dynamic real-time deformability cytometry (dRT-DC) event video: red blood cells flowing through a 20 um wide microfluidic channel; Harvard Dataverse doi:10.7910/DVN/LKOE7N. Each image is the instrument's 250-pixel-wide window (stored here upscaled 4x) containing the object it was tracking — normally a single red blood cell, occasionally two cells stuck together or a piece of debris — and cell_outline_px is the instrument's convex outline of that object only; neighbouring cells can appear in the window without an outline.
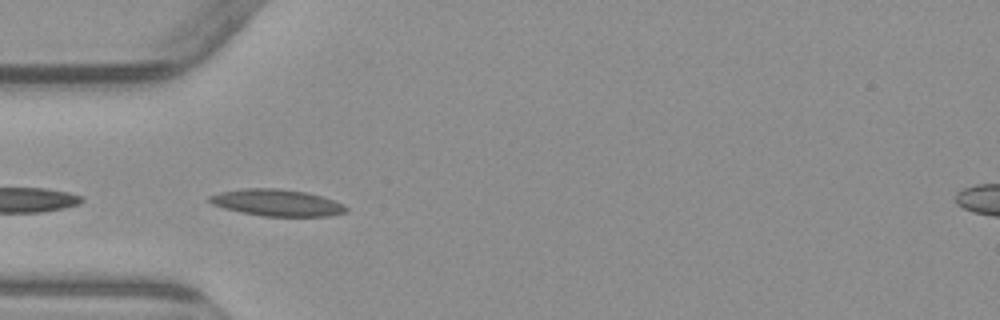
{"species": "common noctule bat (a hibernating species)", "species_latin": "Nyctalus noctula", "temperature_condition": "warm", "stored_images_in_passage": 4, "camera_frame_rate_fps": 3000, "um_per_image_px": 0.085, "animal": {"sex": "male", "body_mass_g": 23.1, "forearm_length_mm": 52.7}, "frame": {"image": 1, "passage_image": 3, "time_ms": 2.333, "image_size_px": [1000, 320], "cell_outline_px": [[348, 212], [328, 216], [264, 216], [240, 212], [224, 208], [212, 204], [208, 200], [208, 196], [220, 192], [244, 188], [280, 188], [304, 192], [320, 196], [344, 204], [348, 208]], "centroid_in_image_um": [23.53, 17.23], "position_along_channel_um": 61.5, "area_um2": 21.21}}
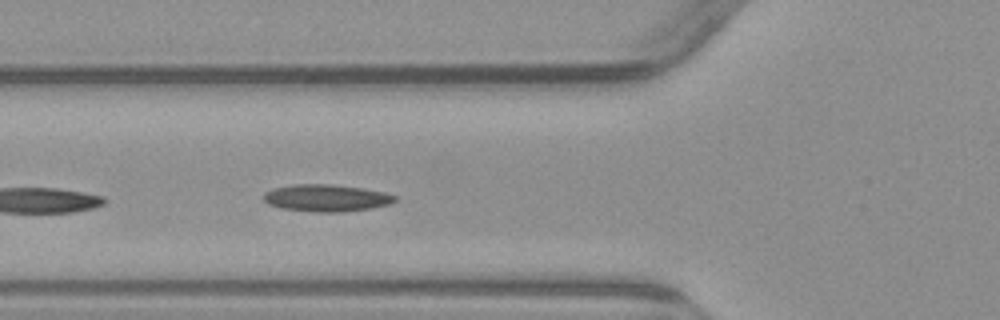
{"frame": {"image": 2, "passage_image": 4, "time_ms": 3.333, "image_size_px": [1000, 320], "cell_outline_px": [[396, 200], [388, 204], [372, 208], [344, 212], [316, 212], [280, 208], [268, 204], [264, 200], [264, 192], [272, 188], [296, 184], [332, 184], [360, 188], [384, 192], [396, 196]], "centroid_in_image_um": [27.71, 16.83], "position_along_channel_um": 98.1, "area_um2": 20.69}}